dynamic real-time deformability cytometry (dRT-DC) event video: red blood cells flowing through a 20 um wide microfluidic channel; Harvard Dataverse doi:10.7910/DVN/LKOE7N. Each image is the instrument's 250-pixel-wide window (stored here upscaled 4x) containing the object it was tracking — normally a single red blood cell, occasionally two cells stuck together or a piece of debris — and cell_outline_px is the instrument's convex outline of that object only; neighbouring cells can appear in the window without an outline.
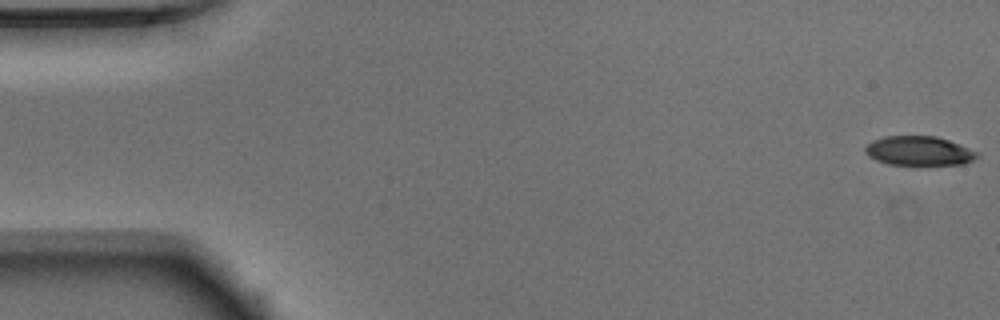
{"species": "Egyptian fruit bat (a non-hibernating species)", "species_latin": "Rousettus aegyptiacus", "temperature_condition": "warm", "stored_images_in_passage": 51, "camera_frame_rate_fps": 3000, "um_per_image_px": 0.085, "animal": {"sex": "male"}, "frame": {"image": 1, "passage_image": 1, "time_ms": 0.0, "image_size_px": [1000, 320], "cell_outline_px": [[980, 156], [964, 164], [888, 164], [876, 160], [868, 156], [864, 152], [864, 148], [872, 140], [884, 136], [936, 136], [948, 140], [980, 152]], "centroid_in_image_um": [78.11, 12.81], "position_along_channel_um": 6.9, "area_um2": 19.07}}
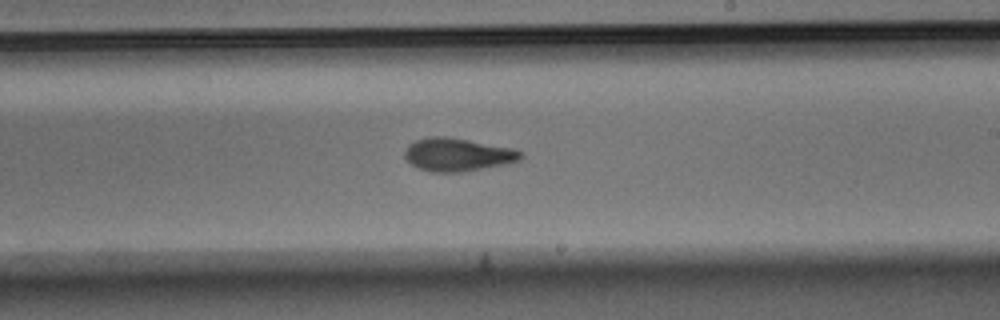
{"frame": {"image": 2, "passage_image": 30, "time_ms": 9.667, "image_size_px": [1000, 320], "cell_outline_px": [[524, 156], [520, 160], [504, 164], [460, 172], [432, 172], [420, 168], [412, 164], [404, 156], [404, 152], [408, 144], [416, 140], [428, 136], [444, 136], [468, 140], [512, 148], [524, 152]], "centroid_in_image_um": [38.89, 13.13], "position_along_channel_um": 250.1, "area_um2": 22.2}}
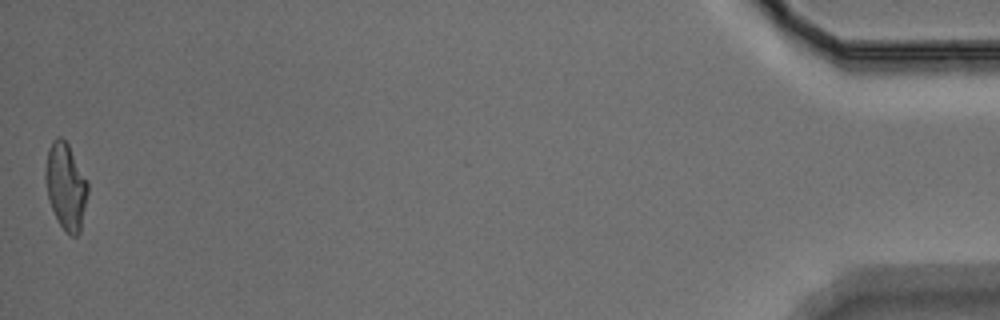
{"frame": {"image": 3, "passage_image": 51, "time_ms": 16.667, "image_size_px": [1000, 320], "cell_outline_px": [[88, 192], [80, 232], [76, 236], [72, 236], [60, 224], [52, 208], [48, 196], [44, 176], [44, 172], [48, 148], [52, 140], [56, 136], [60, 136], [68, 144], [88, 180]], "centroid_in_image_um": [5.59, 15.78], "position_along_channel_um": 429.6, "area_um2": 21.27}, "authors_computed_cell_mechanics": {"area_um2": 21.386, "velocity_mm_per_s": 3.9391, "shape_relaxation_time_tau1_ms": 3.6583, "shape_relaxation_time_tau2_ms": 2.7245, "deformation_change_tau1": 0.1849, "deformation_change_tau2": 0.105}}